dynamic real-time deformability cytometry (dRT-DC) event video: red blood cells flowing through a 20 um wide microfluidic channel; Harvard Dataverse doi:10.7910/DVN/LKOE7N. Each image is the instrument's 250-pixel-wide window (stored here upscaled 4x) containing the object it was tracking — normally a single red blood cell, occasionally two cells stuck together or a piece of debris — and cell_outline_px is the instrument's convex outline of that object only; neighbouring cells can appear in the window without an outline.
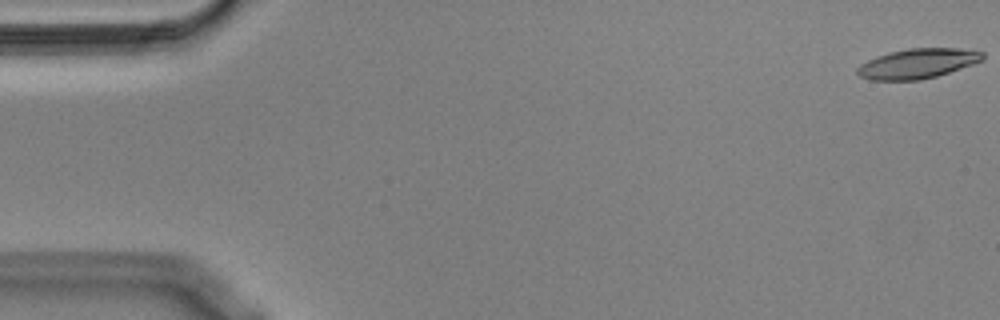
{"species": "Egyptian fruit bat (a non-hibernating species)", "species_latin": "Rousettus aegyptiacus", "temperature_condition": "cold", "stored_images_in_passage": 10, "camera_frame_rate_fps": 3000, "um_per_image_px": 0.085, "animal": {"sex": "male"}, "frame": {"image": 1, "passage_image": 1, "time_ms": 0.0, "image_size_px": [1000, 320], "cell_outline_px": [[984, 60], [936, 76], [920, 80], [868, 80], [860, 76], [856, 72], [856, 68], [860, 64], [876, 56], [888, 52], [908, 48], [956, 48], [984, 52]], "centroid_in_image_um": [77.96, 5.4], "position_along_channel_um": 7.0, "area_um2": 21.79}}